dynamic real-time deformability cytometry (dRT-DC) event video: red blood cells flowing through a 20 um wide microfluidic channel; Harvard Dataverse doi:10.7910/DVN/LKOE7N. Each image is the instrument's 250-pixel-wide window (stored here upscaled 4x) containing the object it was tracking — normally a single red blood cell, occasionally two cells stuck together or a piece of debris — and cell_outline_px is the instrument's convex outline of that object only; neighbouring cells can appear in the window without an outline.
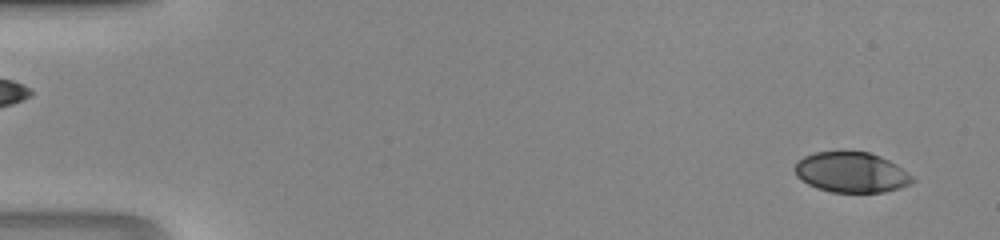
{"species": "human", "species_latin": "Homo sapiens", "temperature_condition": "room temperature", "stored_images_in_passage": 48, "segment_of_instrument_passage": [1, 2], "camera_frame_rate_fps": 3000, "um_per_image_px": 0.085, "donor": {"sex": "male"}, "frame": {"image": 1, "passage_image": 2, "time_ms": 0.333, "image_size_px": [1000, 240], "cell_outline_px": [[916, 180], [900, 188], [884, 192], [832, 192], [816, 188], [808, 184], [796, 176], [796, 160], [804, 156], [816, 152], [868, 152], [880, 156], [888, 160], [912, 176]], "centroid_in_image_um": [72.34, 14.66], "position_along_channel_um": 12.7, "area_um2": 27.34}}
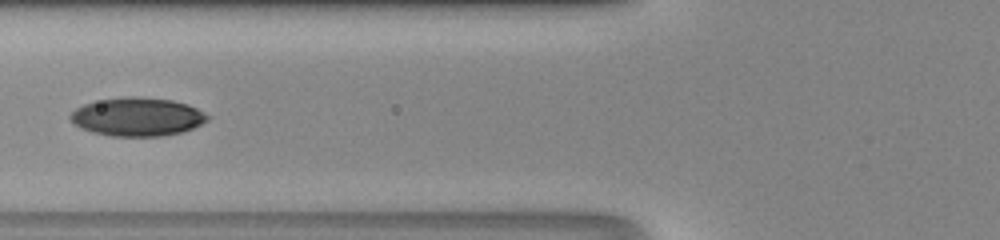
{"frame": {"image": 2, "passage_image": 19, "time_ms": 6.0, "image_size_px": [1000, 240], "cell_outline_px": [[212, 116], [208, 120], [192, 128], [180, 132], [164, 136], [108, 136], [92, 132], [80, 128], [68, 116], [76, 108], [84, 104], [124, 96], [136, 96], [172, 100], [188, 104]], "centroid_in_image_um": [11.69, 9.93], "position_along_channel_um": 114.1, "area_um2": 30.69}}
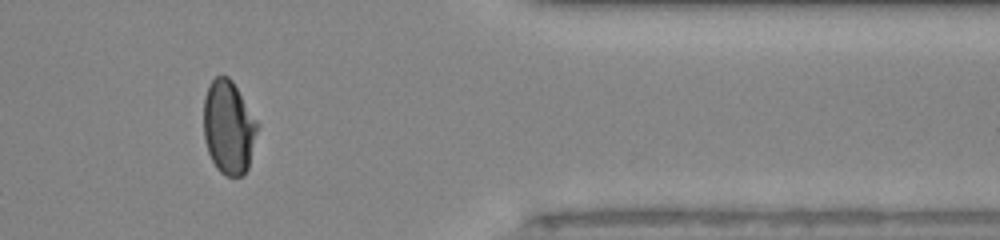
{"frame": {"image": 3, "passage_image": 39, "time_ms": 12.667, "image_size_px": [1000, 240], "cell_outline_px": [[260, 124], [248, 168], [244, 176], [228, 176], [220, 172], [216, 168], [208, 152], [204, 140], [204, 96], [208, 84], [216, 76], [228, 76], [232, 80]], "centroid_in_image_um": [19.44, 10.82], "position_along_channel_um": 392.0, "area_um2": 29.71}}